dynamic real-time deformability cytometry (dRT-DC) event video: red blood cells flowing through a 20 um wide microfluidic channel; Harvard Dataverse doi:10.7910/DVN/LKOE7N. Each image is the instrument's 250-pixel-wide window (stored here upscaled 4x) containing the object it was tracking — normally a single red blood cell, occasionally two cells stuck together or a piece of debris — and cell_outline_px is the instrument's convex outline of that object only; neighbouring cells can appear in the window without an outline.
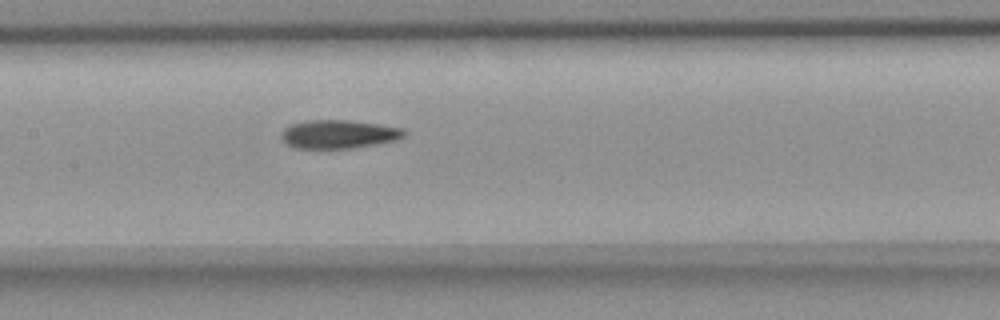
{"species": "common noctule bat (a hibernating species)", "species_latin": "Nyctalus noctula", "temperature_condition": "room temperature", "stored_images_in_passage": 7, "camera_frame_rate_fps": 3000, "um_per_image_px": 0.085, "animal": {"sex": "female", "body_mass_g": 18.4}, "frame": {"image": 1, "passage_image": 7, "time_ms": 7.667, "image_size_px": [1000, 320], "cell_outline_px": [[408, 132], [404, 136], [396, 140], [352, 148], [296, 148], [288, 144], [280, 136], [284, 128], [292, 124], [308, 120], [348, 120], [380, 124], [404, 128]], "centroid_in_image_um": [28.82, 11.39], "position_along_channel_um": 178.6, "area_um2": 20.35}}